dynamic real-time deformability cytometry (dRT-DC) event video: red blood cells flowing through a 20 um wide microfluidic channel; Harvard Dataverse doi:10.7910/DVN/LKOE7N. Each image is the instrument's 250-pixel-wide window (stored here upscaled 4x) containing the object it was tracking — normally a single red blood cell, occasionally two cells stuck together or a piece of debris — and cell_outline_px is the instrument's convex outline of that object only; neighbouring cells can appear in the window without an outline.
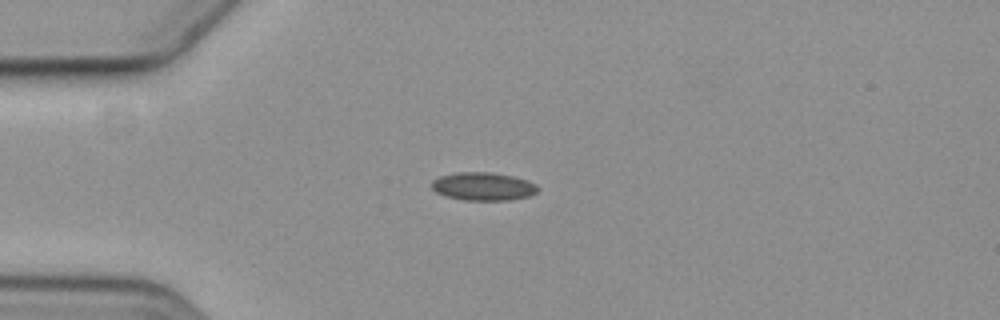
{"species": "common noctule bat (a hibernating species)", "species_latin": "Nyctalus noctula", "temperature_condition": "cold", "stored_images_in_passage": 3, "camera_frame_rate_fps": 3000, "um_per_image_px": 0.085, "animal": {"sex": "female", "body_mass_g": 19.3, "forearm_length_mm": 54.1}, "frame": {"image": 1, "passage_image": 1, "time_ms": 0.0, "image_size_px": [1000, 320], "cell_outline_px": [[540, 188], [536, 192], [528, 196], [508, 200], [464, 200], [444, 196], [436, 192], [432, 188], [432, 180], [440, 176], [456, 172], [488, 172], [512, 176], [528, 180], [536, 184]], "centroid_in_image_um": [41.06, 15.84], "position_along_channel_um": 43.9, "area_um2": 17.4}}
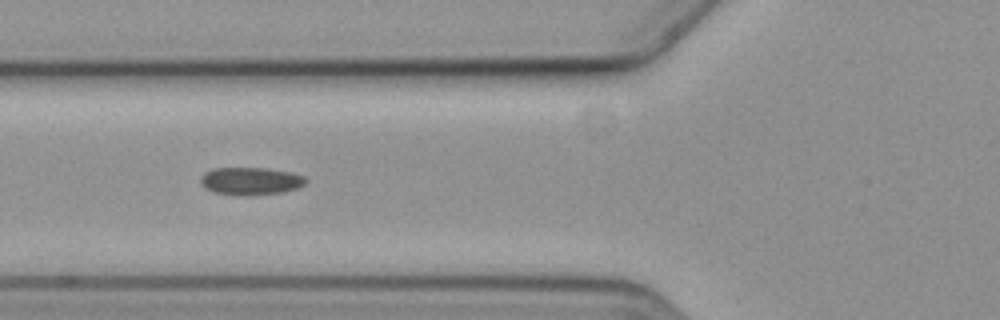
{"frame": {"image": 2, "passage_image": 3, "time_ms": 2.333, "image_size_px": [1000, 320], "cell_outline_px": [[308, 180], [304, 184], [296, 188], [284, 192], [248, 196], [240, 196], [212, 192], [204, 188], [200, 180], [200, 176], [204, 172], [212, 168], [264, 168], [288, 172], [304, 176]], "centroid_in_image_um": [21.25, 15.4], "position_along_channel_um": 104.5, "area_um2": 17.11}}